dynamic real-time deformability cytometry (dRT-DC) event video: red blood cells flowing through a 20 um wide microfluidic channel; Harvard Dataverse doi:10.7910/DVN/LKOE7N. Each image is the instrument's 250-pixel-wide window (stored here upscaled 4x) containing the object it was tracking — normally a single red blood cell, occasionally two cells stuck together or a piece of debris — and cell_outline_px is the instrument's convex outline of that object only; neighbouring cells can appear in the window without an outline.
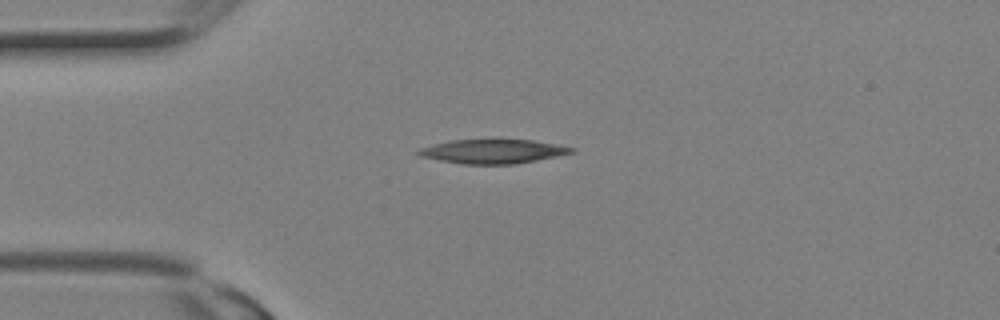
{"species": "Egyptian fruit bat (a non-hibernating species)", "species_latin": "Rousettus aegyptiacus", "temperature_condition": "room temperature", "stored_images_in_passage": 1, "camera_frame_rate_fps": 3000, "um_per_image_px": 0.085, "animal": {"sex": "female"}, "frame": {"image": 1, "passage_image": 1, "time_ms": 0.0, "image_size_px": [1000, 320], "cell_outline_px": [[576, 152], [536, 160], [512, 164], [464, 164], [440, 160], [420, 156], [416, 152], [420, 148], [432, 144], [448, 140], [492, 136], [500, 136], [532, 140], [556, 144], [576, 148]], "centroid_in_image_um": [41.89, 12.8], "position_along_channel_um": 43.1, "area_um2": 22.66}}